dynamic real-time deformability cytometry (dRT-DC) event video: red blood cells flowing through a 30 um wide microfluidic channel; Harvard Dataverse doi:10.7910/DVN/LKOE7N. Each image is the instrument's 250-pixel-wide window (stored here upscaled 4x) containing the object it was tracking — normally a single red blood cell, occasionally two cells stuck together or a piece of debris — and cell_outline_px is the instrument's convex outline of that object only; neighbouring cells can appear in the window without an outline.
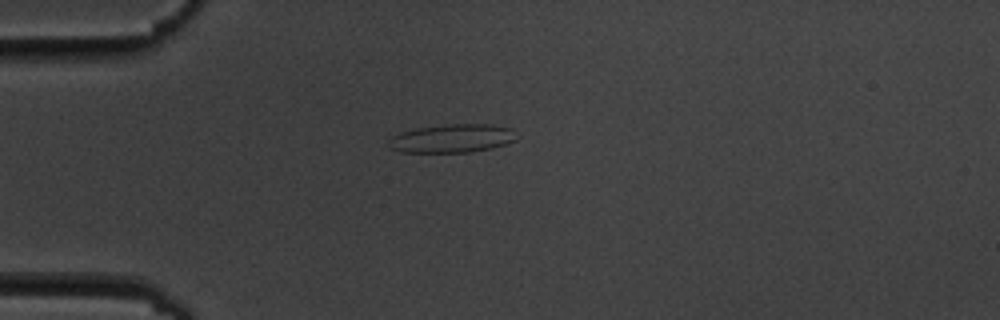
{"species": "common noctule bat (a hibernating species)", "species_latin": "Nyctalus noctula", "temperature_condition": "cold", "stored_images_in_passage": 8, "camera_frame_rate_fps": 3000, "um_per_image_px": 0.085, "animal": {"sex": "male", "body_mass_g": 19.5, "forearm_length_mm": 54.6}, "frame": {"image": 1, "passage_image": 1, "time_ms": 0.0, "image_size_px": [1000, 320], "cell_outline_px": [[516, 140], [492, 148], [472, 152], [400, 152], [392, 148], [388, 144], [388, 140], [392, 136], [400, 132], [416, 128], [448, 124], [488, 124], [512, 128]], "centroid_in_image_um": [38.41, 11.76], "position_along_channel_um": 46.6, "area_um2": 21.15}}
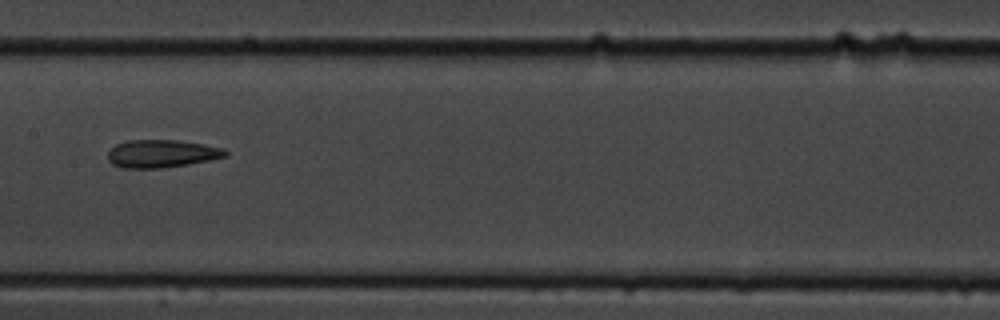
{"frame": {"image": 2, "passage_image": 5, "time_ms": 4.667, "image_size_px": [1000, 320], "cell_outline_px": [[228, 152], [224, 156], [208, 160], [188, 164], [160, 168], [124, 168], [112, 164], [108, 160], [108, 152], [116, 144], [128, 140], [176, 140], [204, 144], [224, 148]], "centroid_in_image_um": [13.71, 13.05], "position_along_channel_um": 193.7, "area_um2": 18.9}}
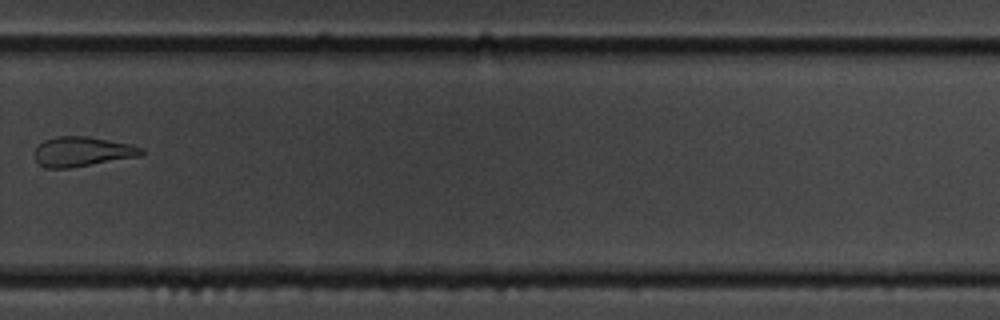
{"frame": {"image": 3, "passage_image": 8, "time_ms": 8.333, "image_size_px": [1000, 320], "cell_outline_px": [[144, 152], [140, 156], [72, 168], [48, 168], [40, 164], [32, 156], [32, 152], [36, 144], [44, 140], [56, 136], [88, 136], [132, 144], [144, 148]], "centroid_in_image_um": [6.95, 12.88], "position_along_channel_um": 322.8, "area_um2": 18.96}}